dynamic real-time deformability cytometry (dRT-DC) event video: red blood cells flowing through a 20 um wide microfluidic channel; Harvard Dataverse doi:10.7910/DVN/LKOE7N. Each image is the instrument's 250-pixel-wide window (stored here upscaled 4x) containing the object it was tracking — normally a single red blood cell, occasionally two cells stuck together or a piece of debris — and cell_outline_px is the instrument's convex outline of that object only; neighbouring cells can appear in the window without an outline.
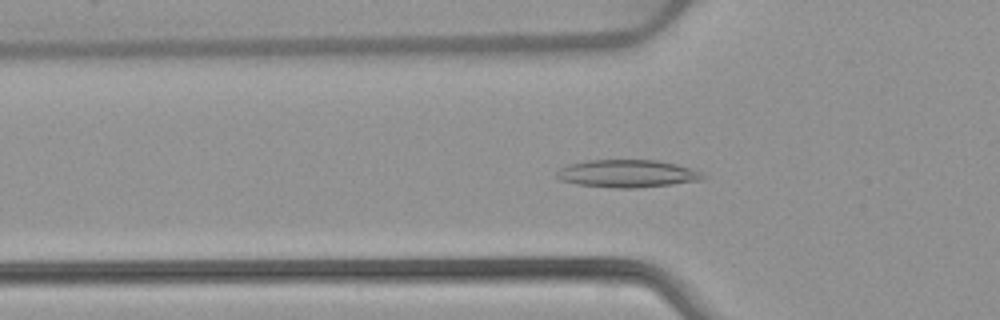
{"species": "common noctule bat (a hibernating species)", "species_latin": "Nyctalus noctula", "temperature_condition": "warm", "stored_images_in_passage": 52, "camera_frame_rate_fps": 3000, "um_per_image_px": 0.085, "animal": {"sex": "female", "body_mass_g": 22.7, "forearm_length_mm": 54.2}, "frame": {"image": 1, "passage_image": 17, "time_ms": 5.333, "image_size_px": [1000, 320], "cell_outline_px": [[704, 180], [672, 184], [636, 188], [616, 188], [576, 184], [560, 180], [556, 176], [556, 172], [560, 168], [568, 164], [588, 160], [656, 160], [676, 164], [692, 168], [700, 172], [704, 176]], "centroid_in_image_um": [53.31, 14.75], "position_along_channel_um": 72.5, "area_um2": 23.58}}
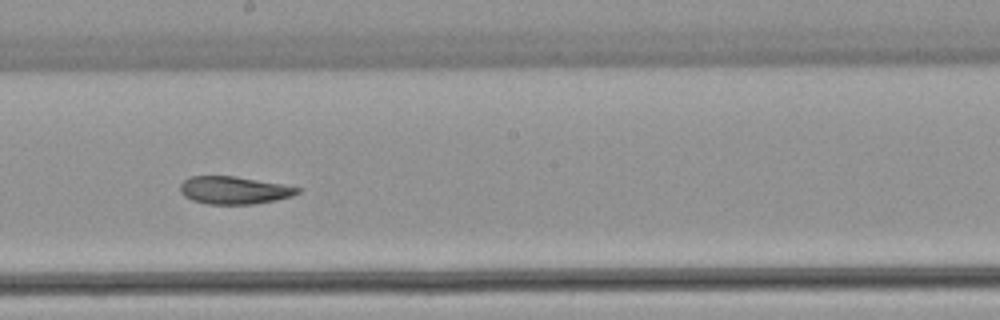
{"frame": {"image": 2, "passage_image": 29, "time_ms": 9.333, "image_size_px": [1000, 320], "cell_outline_px": [[300, 192], [292, 196], [276, 200], [256, 204], [208, 204], [192, 200], [184, 196], [180, 192], [180, 184], [188, 176], [236, 176], [284, 184], [300, 188]], "centroid_in_image_um": [19.89, 16.16], "position_along_channel_um": 228.3, "area_um2": 19.07}}
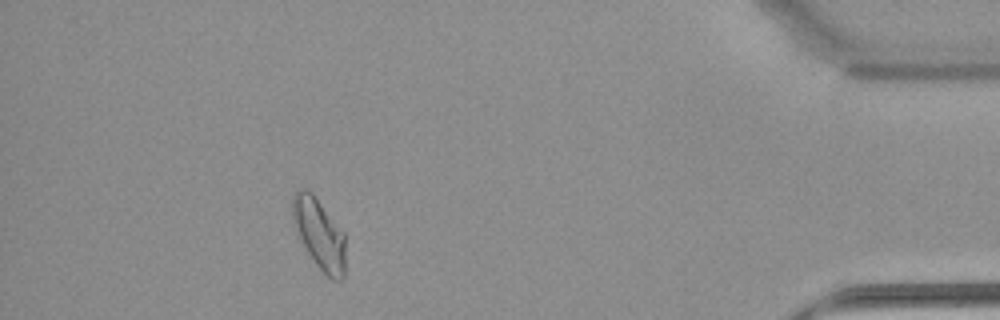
{"frame": {"image": 3, "passage_image": 47, "time_ms": 15.333, "image_size_px": [1000, 320], "cell_outline_px": [[344, 280], [332, 280], [316, 264], [308, 252], [292, 220], [292, 196], [300, 188], [304, 188], [312, 192], [344, 232]], "centroid_in_image_um": [27.14, 19.85], "position_along_channel_um": 408.1, "area_um2": 21.39}, "authors_computed_cell_mechanics": {"area_um2": 21.2704, "velocity_mm_per_s": 3.8878, "shape_relaxation_time_tau1_ms": null, "shape_relaxation_time_tau2_ms": 4.3893, "deformation_change_tau1": null, "deformation_change_tau2": 0.1132}}